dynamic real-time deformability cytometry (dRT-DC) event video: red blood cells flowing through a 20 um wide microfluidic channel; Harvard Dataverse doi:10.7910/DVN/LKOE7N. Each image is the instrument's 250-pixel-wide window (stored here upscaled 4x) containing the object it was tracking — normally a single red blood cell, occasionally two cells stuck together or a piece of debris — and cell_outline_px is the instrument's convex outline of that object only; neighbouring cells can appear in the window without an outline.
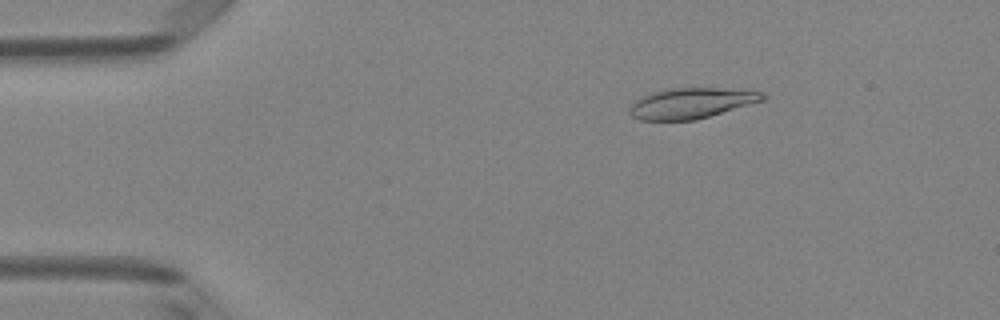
{"species": "Egyptian fruit bat (a non-hibernating species)", "species_latin": "Rousettus aegyptiacus", "temperature_condition": "room temperature", "stored_images_in_passage": 6, "camera_frame_rate_fps": 3000, "um_per_image_px": 0.085, "animal": {"sex": "female"}, "frame": {"image": 1, "passage_image": 2, "time_ms": 0.333, "image_size_px": [1000, 320], "cell_outline_px": [[768, 96], [764, 100], [696, 120], [640, 120], [632, 116], [628, 112], [628, 108], [636, 100], [644, 96], [668, 88], [716, 88], [764, 92]], "centroid_in_image_um": [58.76, 8.78], "position_along_channel_um": 26.2, "area_um2": 23.47}}
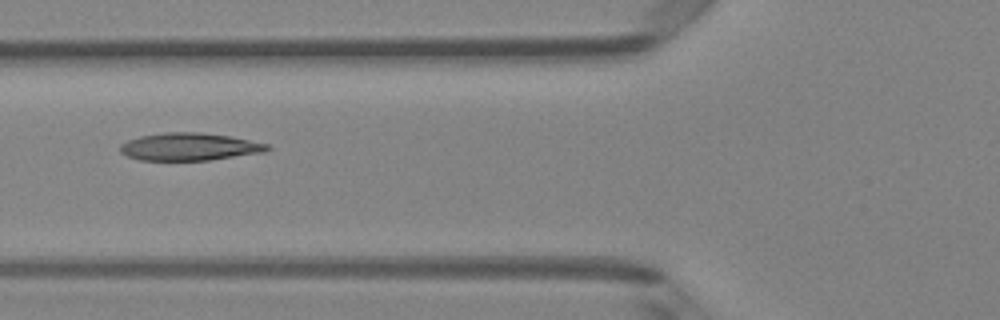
{"frame": {"image": 2, "passage_image": 5, "time_ms": 1.333, "image_size_px": [1000, 320], "cell_outline_px": [[272, 148], [264, 152], [208, 160], [140, 160], [128, 156], [120, 152], [120, 144], [128, 140], [140, 136], [164, 132], [196, 132], [228, 136], [268, 144]], "centroid_in_image_um": [16.07, 12.47], "position_along_channel_um": 109.7, "area_um2": 23.41}}
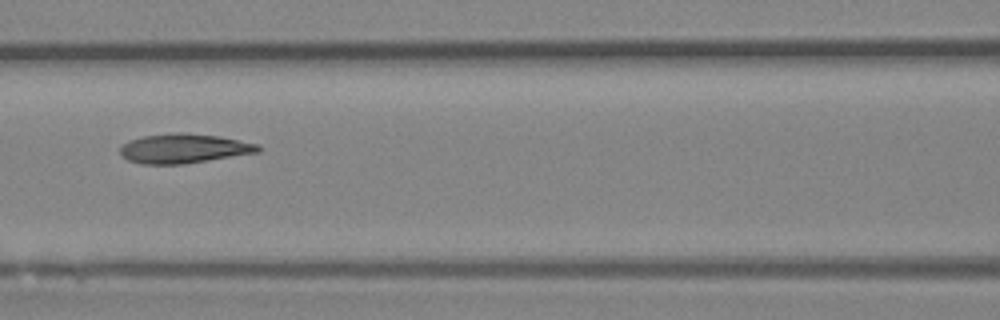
{"frame": {"image": 3, "passage_image": 6, "time_ms": 1.667, "image_size_px": [1000, 320], "cell_outline_px": [[260, 152], [184, 164], [144, 164], [128, 160], [120, 156], [120, 148], [128, 140], [144, 136], [176, 132], [184, 132], [220, 136], [260, 144]], "centroid_in_image_um": [15.64, 12.61], "position_along_channel_um": 151.0, "area_um2": 23.81}}